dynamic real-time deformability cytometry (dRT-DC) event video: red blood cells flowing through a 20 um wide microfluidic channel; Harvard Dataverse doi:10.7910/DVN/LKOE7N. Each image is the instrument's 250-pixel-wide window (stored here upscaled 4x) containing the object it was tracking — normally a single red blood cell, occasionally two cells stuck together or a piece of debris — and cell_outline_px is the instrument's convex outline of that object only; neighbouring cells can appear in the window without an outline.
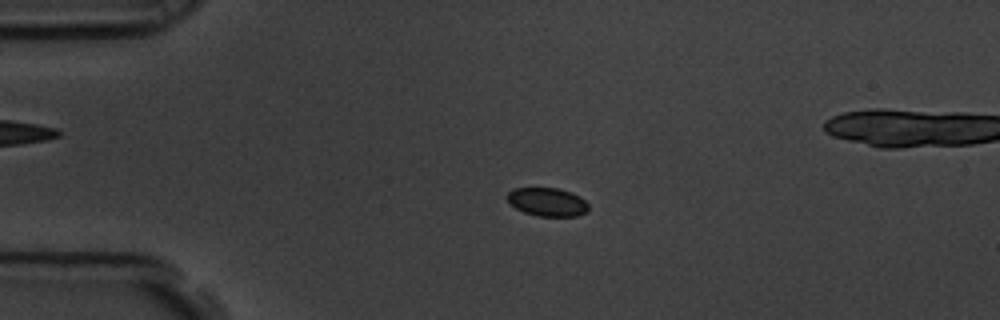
{"species": "common noctule bat (a hibernating species)", "species_latin": "Nyctalus noctula", "temperature_condition": "room temperature", "stored_images_in_passage": 60, "camera_frame_rate_fps": 3000, "um_per_image_px": 0.085, "animal": {"sex": "male", "body_mass_g": 19.5, "forearm_length_mm": 54.6}, "frame": {"image": 1, "passage_image": 14, "time_ms": 4.333, "image_size_px": [1000, 320], "cell_outline_px": [[588, 212], [576, 216], [536, 216], [524, 212], [508, 204], [508, 192], [512, 188], [556, 188], [572, 192], [580, 196], [588, 204]], "centroid_in_image_um": [46.52, 17.17], "position_along_channel_um": 38.5, "area_um2": 13.58}}
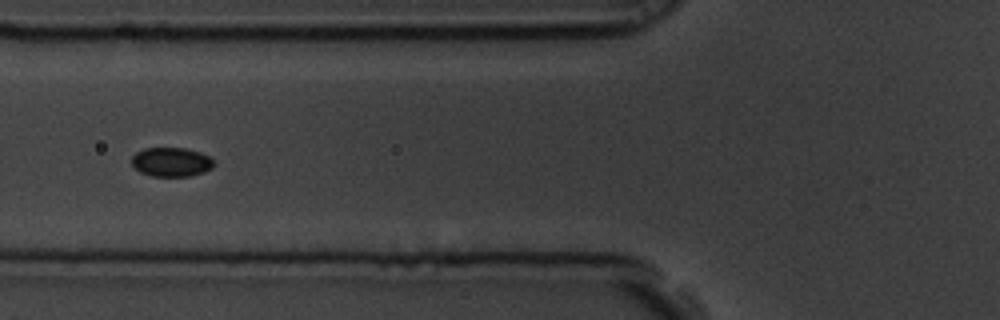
{"frame": {"image": 2, "passage_image": 23, "time_ms": 7.333, "image_size_px": [1000, 320], "cell_outline_px": [[212, 168], [204, 172], [188, 176], [152, 176], [140, 172], [132, 164], [132, 156], [136, 152], [144, 148], [184, 148], [200, 152], [208, 156], [212, 160]], "centroid_in_image_um": [14.53, 13.77], "position_along_channel_um": 111.3, "area_um2": 13.81}}
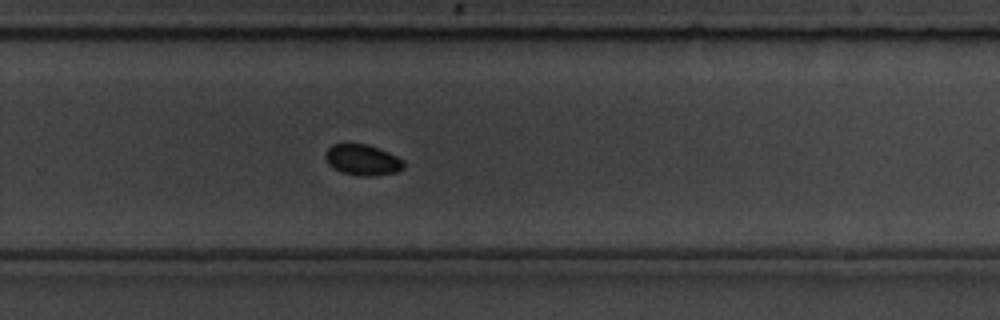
{"frame": {"image": 3, "passage_image": 39, "time_ms": 12.667, "image_size_px": [1000, 320], "cell_outline_px": [[404, 168], [396, 172], [372, 176], [364, 176], [344, 172], [328, 164], [324, 156], [328, 148], [332, 144], [368, 144], [380, 148], [404, 160]], "centroid_in_image_um": [30.84, 13.58], "position_along_channel_um": 299.0, "area_um2": 13.93}, "authors_computed_cell_mechanics": {"area_um2": 13.872, "velocity_mm_per_s": 3.5262, "shape_relaxation_time_tau1_ms": 1.6306, "shape_relaxation_time_tau2_ms": null, "deformation_change_tau1": 0.0348, "deformation_change_tau2": null}}